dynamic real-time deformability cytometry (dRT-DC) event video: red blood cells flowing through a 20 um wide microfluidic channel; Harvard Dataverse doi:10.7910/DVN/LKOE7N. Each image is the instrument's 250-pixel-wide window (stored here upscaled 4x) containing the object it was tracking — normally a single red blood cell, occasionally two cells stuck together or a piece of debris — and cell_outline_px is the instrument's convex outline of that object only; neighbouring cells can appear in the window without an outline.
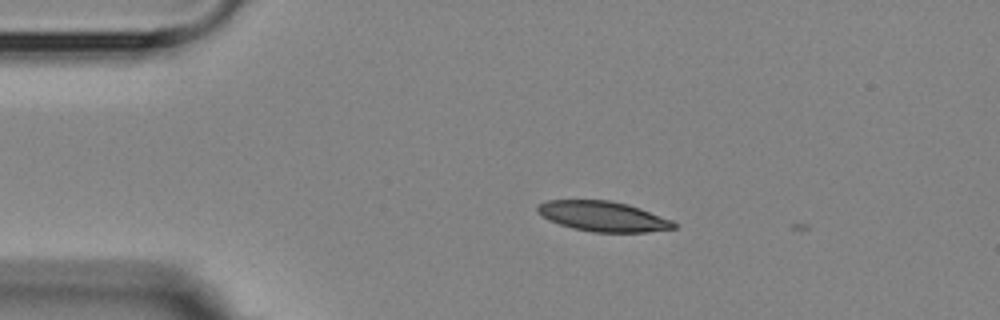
{"species": "Egyptian fruit bat (a non-hibernating species)", "species_latin": "Rousettus aegyptiacus", "temperature_condition": "room temperature", "stored_images_in_passage": 4, "camera_frame_rate_fps": 3000, "um_per_image_px": 0.085, "animal": {"sex": "female"}, "frame": {"image": 1, "passage_image": 3, "time_ms": 2.0, "image_size_px": [1000, 320], "cell_outline_px": [[676, 228], [648, 232], [592, 232], [572, 228], [548, 220], [536, 212], [536, 204], [548, 200], [612, 200], [628, 204], [640, 208], [672, 220], [676, 224]], "centroid_in_image_um": [51.23, 18.38], "position_along_channel_um": 33.8, "area_um2": 24.1}}